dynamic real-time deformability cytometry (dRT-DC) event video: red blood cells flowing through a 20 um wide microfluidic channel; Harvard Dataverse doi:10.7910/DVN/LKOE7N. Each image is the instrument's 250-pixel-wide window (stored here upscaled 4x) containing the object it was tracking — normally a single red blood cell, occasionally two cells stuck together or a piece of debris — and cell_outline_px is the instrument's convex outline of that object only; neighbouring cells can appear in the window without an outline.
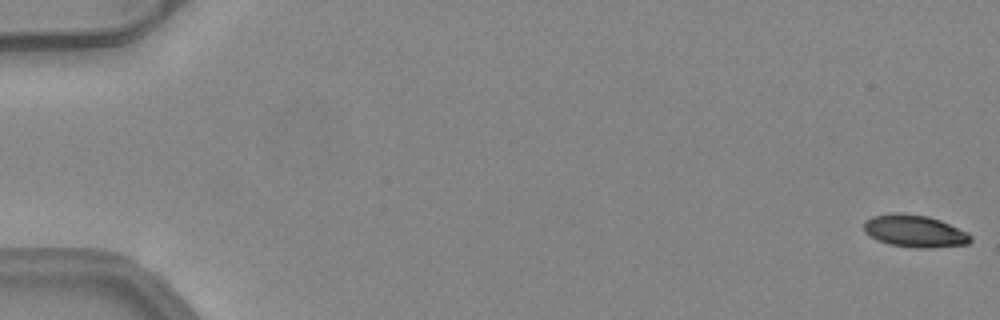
{"species": "common noctule bat (a hibernating species)", "species_latin": "Nyctalus noctula", "temperature_condition": "warm", "stored_images_in_passage": 52, "camera_frame_rate_fps": 3000, "um_per_image_px": 0.085, "animal": {"sex": "female", "body_mass_g": 24.6, "forearm_length_mm": 56.2}, "frame": {"image": 1, "passage_image": 1, "time_ms": 0.0, "image_size_px": [1000, 320], "cell_outline_px": [[972, 240], [968, 244], [932, 248], [912, 248], [888, 244], [864, 232], [864, 220], [872, 216], [896, 212], [928, 216], [940, 220], [968, 232], [972, 236]], "centroid_in_image_um": [77.77, 19.64], "position_along_channel_um": 7.2, "area_um2": 20.17}}
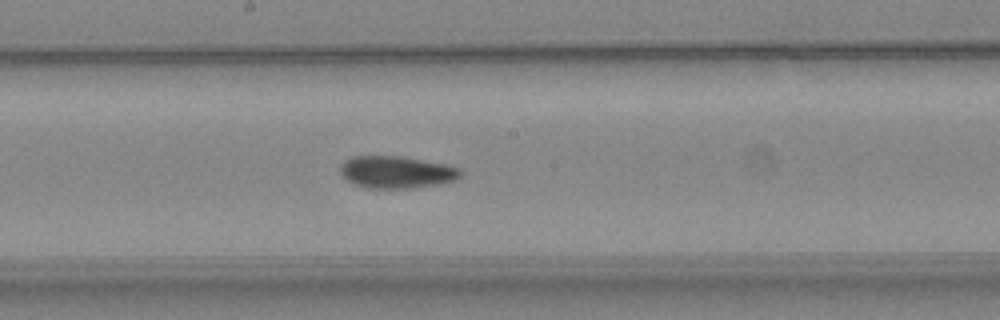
{"frame": {"image": 2, "passage_image": 29, "time_ms": 9.333, "image_size_px": [1000, 320], "cell_outline_px": [[460, 176], [456, 180], [444, 184], [412, 188], [368, 188], [352, 184], [340, 172], [340, 164], [344, 160], [352, 156], [400, 156], [444, 164], [456, 168], [460, 172]], "centroid_in_image_um": [33.66, 14.64], "position_along_channel_um": 214.5, "area_um2": 22.54}}
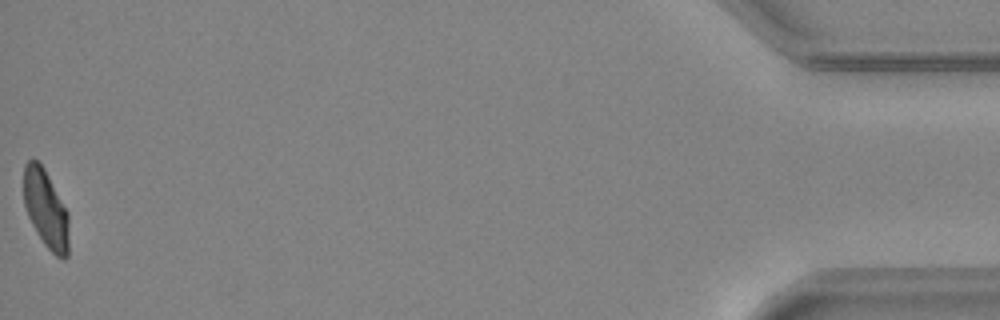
{"frame": {"image": 3, "passage_image": 52, "time_ms": 17.0, "image_size_px": [1000, 320], "cell_outline_px": [[68, 256], [64, 260], [56, 256], [44, 244], [36, 232], [28, 216], [24, 204], [24, 164], [28, 160], [36, 160], [44, 168], [68, 212]], "centroid_in_image_um": [3.9, 17.78], "position_along_channel_um": 431.3, "area_um2": 20.46}, "authors_computed_cell_mechanics": {"area_um2": 22.0507, "velocity_mm_per_s": 4.0925, "shape_relaxation_time_tau1_ms": null, "shape_relaxation_time_tau2_ms": 2.1374, "deformation_change_tau1": null, "deformation_change_tau2": 0.0877}}